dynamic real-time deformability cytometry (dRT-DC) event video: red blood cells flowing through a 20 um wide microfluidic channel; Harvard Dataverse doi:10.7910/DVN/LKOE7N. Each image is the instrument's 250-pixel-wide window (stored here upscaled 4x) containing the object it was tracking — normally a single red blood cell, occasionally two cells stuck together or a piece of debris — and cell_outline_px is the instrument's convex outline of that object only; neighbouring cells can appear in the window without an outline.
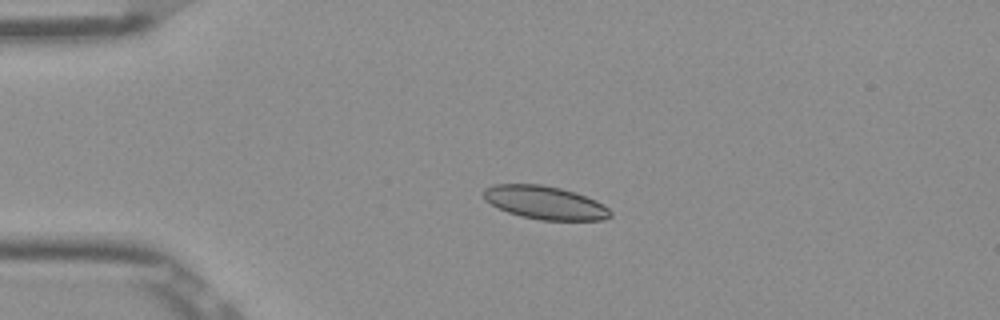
{"species": "Egyptian fruit bat (a non-hibernating species)", "species_latin": "Rousettus aegyptiacus", "temperature_condition": "room temperature", "stored_images_in_passage": 52, "camera_frame_rate_fps": 3000, "um_per_image_px": 0.085, "frame": {"image": 1, "passage_image": 12, "time_ms": 3.667, "image_size_px": [1000, 320], "cell_outline_px": [[612, 216], [604, 220], [540, 220], [520, 216], [508, 212], [492, 204], [484, 196], [484, 188], [496, 184], [540, 184], [560, 188], [576, 192], [596, 200], [604, 204], [612, 212]], "centroid_in_image_um": [46.38, 17.23], "position_along_channel_um": 38.6, "area_um2": 24.51}}
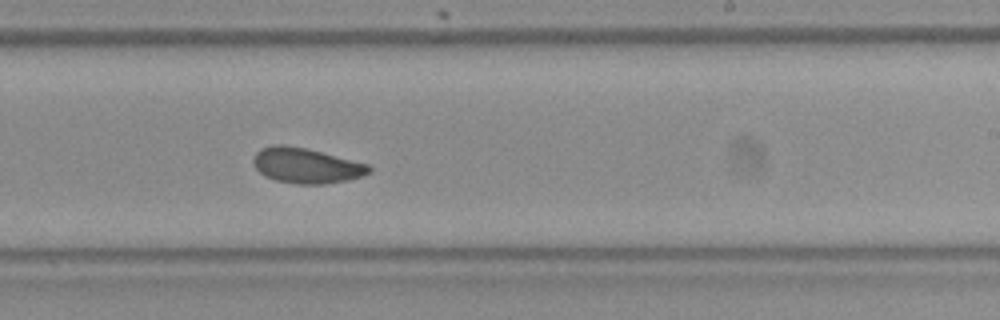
{"frame": {"image": 2, "passage_image": 32, "time_ms": 10.333, "image_size_px": [1000, 320], "cell_outline_px": [[372, 172], [348, 180], [324, 184], [296, 184], [276, 180], [264, 176], [256, 168], [252, 160], [256, 152], [260, 148], [272, 144], [284, 144], [304, 148], [368, 164], [372, 168]], "centroid_in_image_um": [26.0, 14.07], "position_along_channel_um": 263.0, "area_um2": 23.7}}
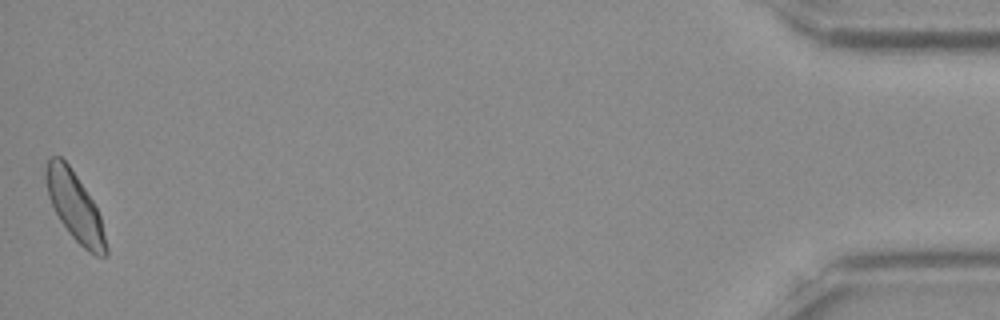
{"frame": {"image": 3, "passage_image": 52, "time_ms": 17.0, "image_size_px": [1000, 320], "cell_outline_px": [[108, 256], [96, 256], [88, 252], [68, 232], [60, 220], [48, 196], [44, 176], [44, 168], [48, 160], [52, 156], [60, 156], [68, 164], [92, 200], [100, 216], [108, 248]], "centroid_in_image_um": [6.35, 17.57], "position_along_channel_um": 428.8, "area_um2": 23.76}, "authors_computed_cell_mechanics": {"area_um2": 23.7269, "velocity_mm_per_s": 3.8712, "shape_relaxation_time_tau1_ms": 2.8506, "shape_relaxation_time_tau2_ms": 1.9228, "deformation_change_tau1": 0.072, "deformation_change_tau2": 0.0609}}